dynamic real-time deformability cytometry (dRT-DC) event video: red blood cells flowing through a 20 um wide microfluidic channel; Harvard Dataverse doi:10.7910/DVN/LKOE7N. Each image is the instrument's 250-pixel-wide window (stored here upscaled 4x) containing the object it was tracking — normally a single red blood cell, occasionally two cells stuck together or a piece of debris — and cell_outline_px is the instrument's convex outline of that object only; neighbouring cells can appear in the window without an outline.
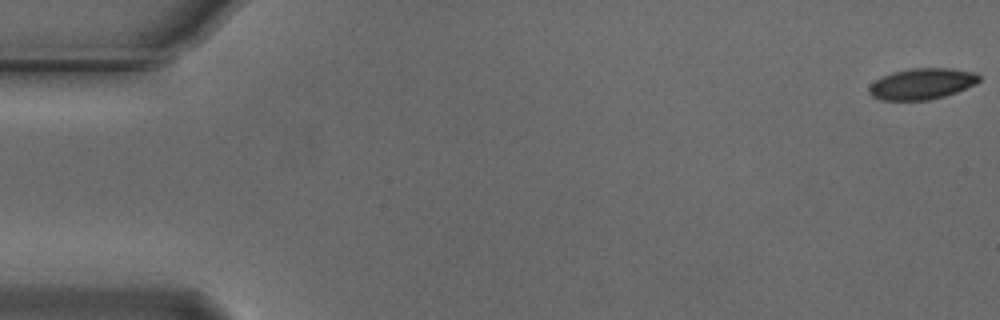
{"species": "Egyptian fruit bat (a non-hibernating species)", "species_latin": "Rousettus aegyptiacus", "temperature_condition": "cold", "stored_images_in_passage": 36, "camera_frame_rate_fps": 3000, "um_per_image_px": 0.085, "animal": {"sex": "male"}, "frame": {"image": 1, "passage_image": 1, "time_ms": 0.0, "image_size_px": [1000, 320], "cell_outline_px": [[980, 80], [976, 84], [956, 92], [944, 96], [928, 100], [880, 100], [872, 96], [868, 92], [868, 88], [876, 80], [892, 72], [908, 68], [952, 68], [976, 72], [980, 76]], "centroid_in_image_um": [78.38, 7.12], "position_along_channel_um": 6.6, "area_um2": 20.0}}
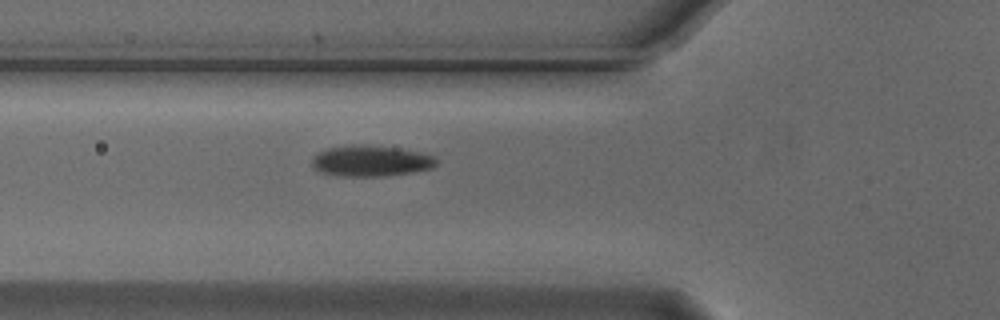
{"frame": {"image": 2, "passage_image": 20, "time_ms": 6.333, "image_size_px": [1000, 320], "cell_outline_px": [[436, 164], [432, 168], [412, 172], [380, 176], [336, 176], [320, 172], [312, 164], [312, 156], [328, 148], [352, 144], [360, 144], [404, 148], [424, 152], [436, 156]], "centroid_in_image_um": [31.55, 13.66], "position_along_channel_um": 94.3, "area_um2": 22.72}}
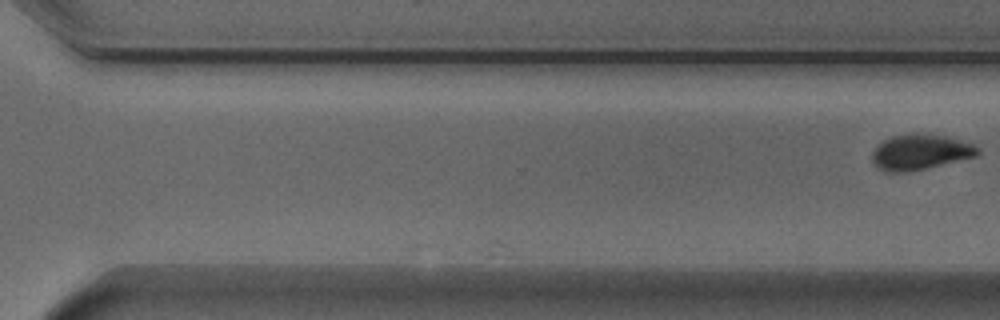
{"frame": {"image": 3, "passage_image": 36, "time_ms": 11.667, "image_size_px": [1000, 320], "cell_outline_px": [[980, 152], [976, 156], [908, 172], [888, 172], [880, 168], [872, 160], [872, 152], [884, 140], [892, 136], [944, 136], [960, 140], [972, 144], [980, 148]], "centroid_in_image_um": [78.24, 12.96], "position_along_channel_um": 292.4, "area_um2": 20.75}}